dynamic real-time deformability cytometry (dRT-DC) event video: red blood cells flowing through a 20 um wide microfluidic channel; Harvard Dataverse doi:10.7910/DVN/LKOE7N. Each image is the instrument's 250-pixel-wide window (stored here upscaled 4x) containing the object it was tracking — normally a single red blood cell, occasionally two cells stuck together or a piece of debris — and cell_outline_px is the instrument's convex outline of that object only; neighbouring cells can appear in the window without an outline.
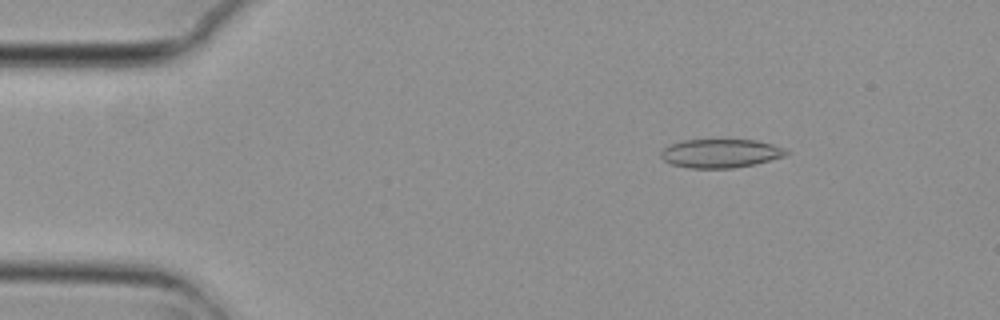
{"species": "common noctule bat (a hibernating species)", "species_latin": "Nyctalus noctula", "temperature_condition": "cold", "stored_images_in_passage": 55, "camera_frame_rate_fps": 3000, "um_per_image_px": 0.085, "animal": {"sex": "female", "body_mass_g": 29.2, "forearm_length_mm": 56.3}, "frame": {"image": 1, "passage_image": 8, "time_ms": 2.333, "image_size_px": [1000, 320], "cell_outline_px": [[788, 152], [784, 156], [752, 164], [732, 168], [688, 168], [672, 164], [664, 160], [660, 156], [660, 152], [664, 148], [672, 144], [684, 140], [756, 140], [772, 144], [784, 148]], "centroid_in_image_um": [61.21, 13.03], "position_along_channel_um": 23.8, "area_um2": 20.63}}
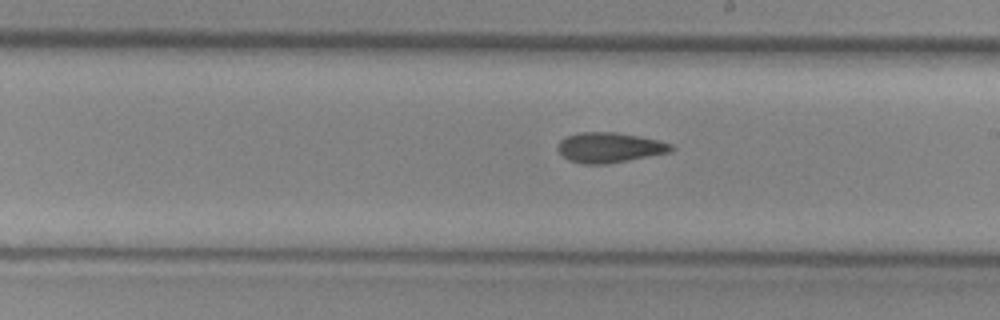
{"frame": {"image": 2, "passage_image": 31, "time_ms": 10.0, "image_size_px": [1000, 320], "cell_outline_px": [[676, 148], [672, 152], [608, 164], [580, 164], [568, 160], [556, 148], [556, 144], [564, 136], [576, 132], [616, 132], [640, 136], [672, 144]], "centroid_in_image_um": [51.78, 12.54], "position_along_channel_um": 237.2, "area_um2": 20.29}}
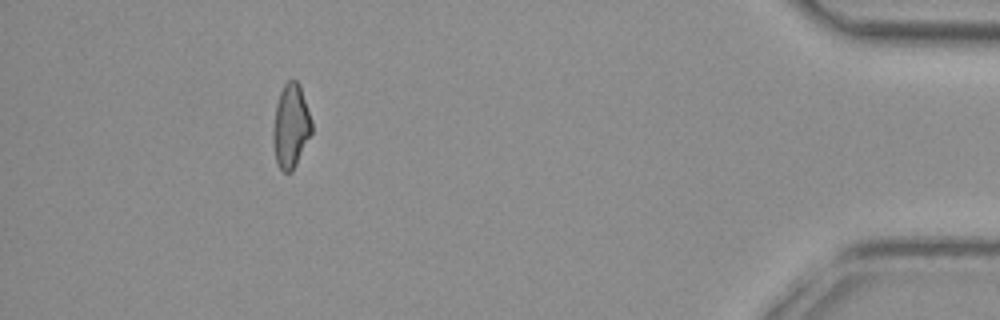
{"frame": {"image": 3, "passage_image": 50, "time_ms": 16.333, "image_size_px": [1000, 320], "cell_outline_px": [[312, 132], [292, 172], [284, 172], [280, 168], [276, 160], [272, 136], [272, 132], [276, 104], [280, 92], [284, 84], [288, 80], [296, 80], [300, 84], [312, 120]], "centroid_in_image_um": [24.72, 10.69], "position_along_channel_um": 410.5, "area_um2": 18.84}, "authors_computed_cell_mechanics": {"area_um2": 20.1144, "velocity_mm_per_s": 3.726, "shape_relaxation_time_tau1_ms": null, "shape_relaxation_time_tau2_ms": 7.8379, "deformation_change_tau1": null, "deformation_change_tau2": 0.1628}}